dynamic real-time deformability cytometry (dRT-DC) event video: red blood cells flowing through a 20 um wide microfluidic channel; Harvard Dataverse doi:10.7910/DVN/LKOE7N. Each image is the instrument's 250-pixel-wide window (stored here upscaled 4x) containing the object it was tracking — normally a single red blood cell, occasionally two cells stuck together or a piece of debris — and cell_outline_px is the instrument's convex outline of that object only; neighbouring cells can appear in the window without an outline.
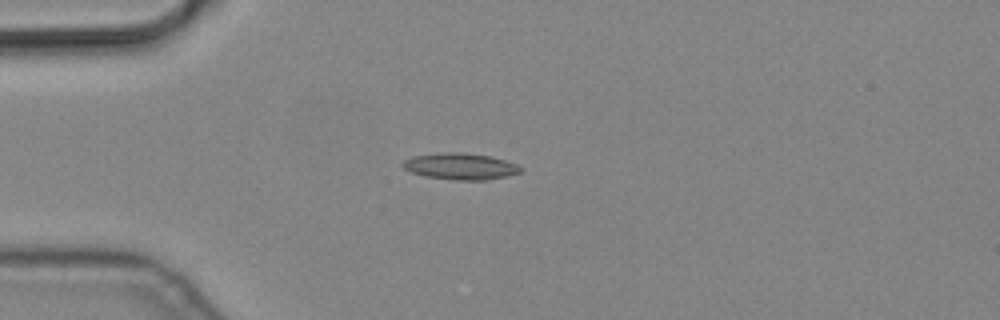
{"species": "common noctule bat (a hibernating species)", "species_latin": "Nyctalus noctula", "temperature_condition": "cold", "stored_images_in_passage": 3, "camera_frame_rate_fps": 3000, "um_per_image_px": 0.085, "animal": {"sex": "male", "body_mass_g": 19.2, "forearm_length_mm": 51.8}, "frame": {"image": 1, "passage_image": 1, "time_ms": 0.0, "image_size_px": [1000, 320], "cell_outline_px": [[524, 168], [520, 172], [508, 176], [488, 180], [456, 180], [424, 176], [412, 172], [404, 168], [400, 164], [404, 160], [412, 156], [444, 152], [460, 152], [492, 156], [516, 164]], "centroid_in_image_um": [39.14, 14.14], "position_along_channel_um": 45.9, "area_um2": 18.26}}
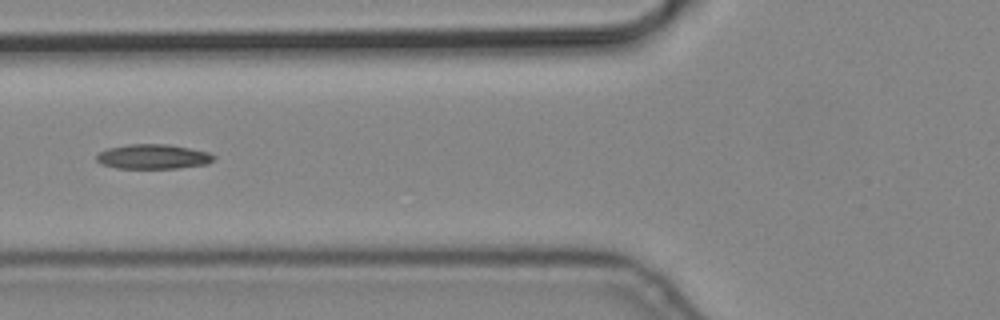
{"frame": {"image": 2, "passage_image": 3, "time_ms": 0.667, "image_size_px": [1000, 320], "cell_outline_px": [[216, 156], [208, 164], [176, 168], [116, 168], [100, 164], [96, 160], [96, 156], [100, 152], [108, 148], [128, 144], [168, 144], [208, 152]], "centroid_in_image_um": [12.99, 13.31], "position_along_channel_um": 112.8, "area_um2": 16.82}}